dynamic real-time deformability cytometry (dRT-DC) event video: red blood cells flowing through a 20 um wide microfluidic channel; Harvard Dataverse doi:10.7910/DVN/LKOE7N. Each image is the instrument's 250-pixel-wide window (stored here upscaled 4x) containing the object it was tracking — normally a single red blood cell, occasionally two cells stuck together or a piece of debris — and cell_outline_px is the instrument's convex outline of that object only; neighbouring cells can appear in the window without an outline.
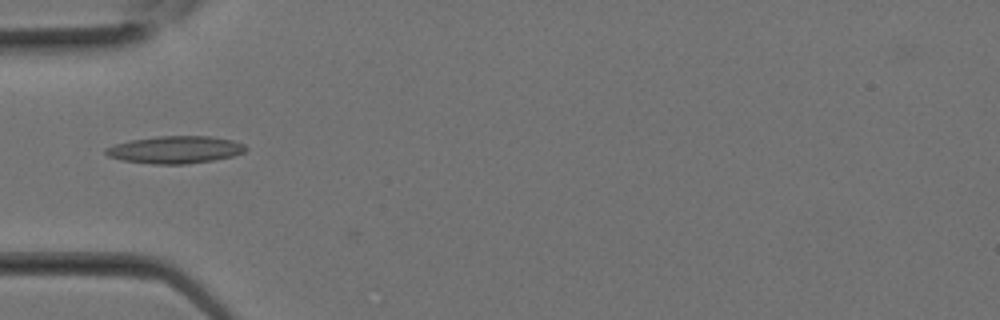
{"species": "Egyptian fruit bat (a non-hibernating species)", "species_latin": "Rousettus aegyptiacus", "temperature_condition": "room temperature", "stored_images_in_passage": 10, "camera_frame_rate_fps": 3000, "um_per_image_px": 0.085, "animal": {"sex": "female"}, "frame": {"image": 1, "passage_image": 9, "time_ms": 2.667, "image_size_px": [1000, 320], "cell_outline_px": [[248, 148], [244, 152], [232, 156], [212, 160], [188, 164], [152, 164], [120, 160], [108, 156], [104, 152], [104, 148], [116, 144], [132, 140], [156, 136], [212, 136], [232, 140], [244, 144]], "centroid_in_image_um": [14.89, 12.72], "position_along_channel_um": 70.1, "area_um2": 22.37}}